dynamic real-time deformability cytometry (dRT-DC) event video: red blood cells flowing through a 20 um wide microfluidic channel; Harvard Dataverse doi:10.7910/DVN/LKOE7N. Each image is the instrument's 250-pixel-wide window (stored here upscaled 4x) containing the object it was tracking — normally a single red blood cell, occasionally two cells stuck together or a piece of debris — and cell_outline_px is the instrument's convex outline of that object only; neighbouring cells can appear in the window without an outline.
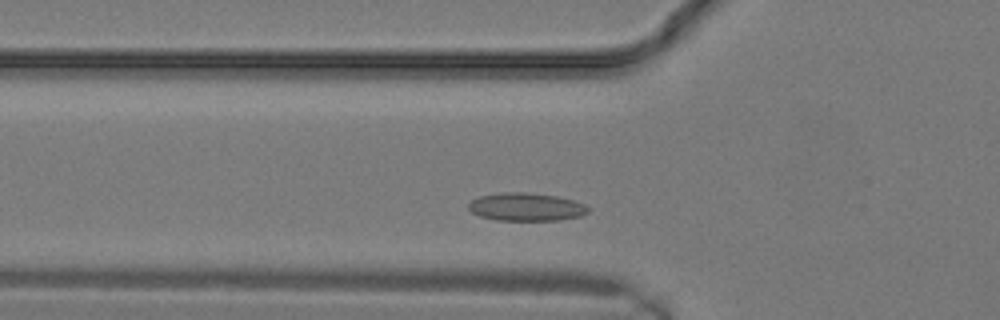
{"species": "common noctule bat (a hibernating species)", "species_latin": "Nyctalus noctula", "temperature_condition": "warm", "stored_images_in_passage": 9, "camera_frame_rate_fps": 3000, "um_per_image_px": 0.085, "animal": {"sex": "male", "body_mass_g": 19.2, "forearm_length_mm": 51.8}, "frame": {"image": 1, "passage_image": 2, "time_ms": 0.333, "image_size_px": [1000, 320], "cell_outline_px": [[588, 212], [580, 216], [560, 220], [496, 220], [480, 216], [472, 212], [468, 208], [468, 204], [472, 200], [480, 196], [500, 192], [524, 192], [556, 196], [572, 200], [584, 204], [588, 208]], "centroid_in_image_um": [44.7, 17.59], "position_along_channel_um": 81.1, "area_um2": 19.42}}
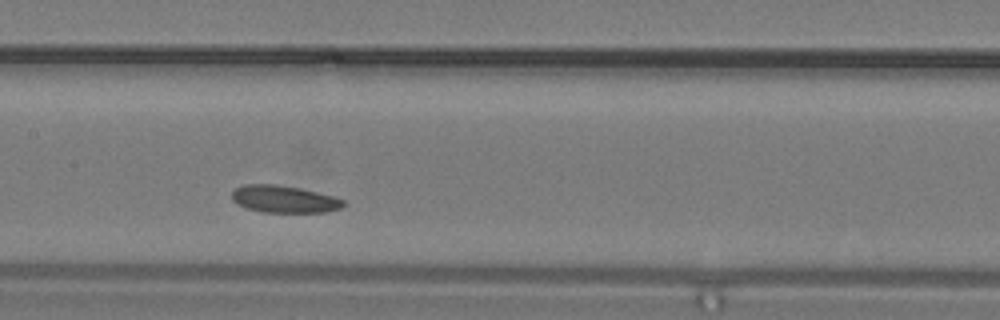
{"frame": {"image": 2, "passage_image": 6, "time_ms": 1.667, "image_size_px": [1000, 320], "cell_outline_px": [[344, 204], [340, 208], [328, 212], [264, 212], [248, 208], [236, 204], [232, 200], [232, 192], [236, 188], [244, 184], [276, 184], [300, 188], [336, 196], [344, 200]], "centroid_in_image_um": [24.16, 16.92], "position_along_channel_um": 183.2, "area_um2": 17.74}}
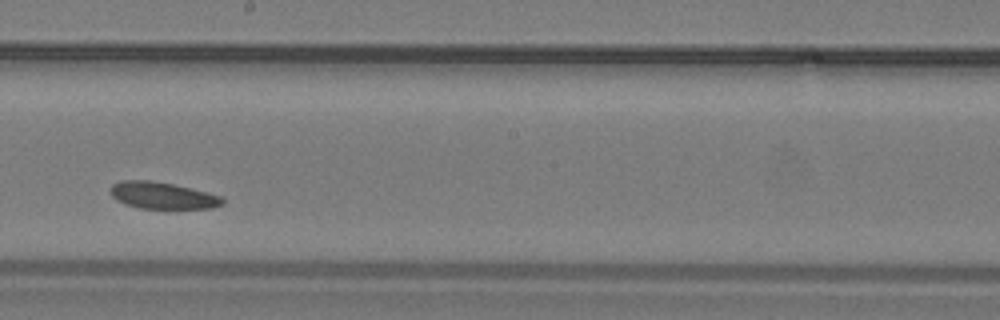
{"frame": {"image": 3, "passage_image": 8, "time_ms": 2.333, "image_size_px": [1000, 320], "cell_outline_px": [[224, 204], [212, 208], [140, 208], [124, 204], [116, 200], [112, 196], [108, 188], [112, 184], [120, 180], [152, 180], [172, 184], [220, 196], [224, 200]], "centroid_in_image_um": [13.73, 16.61], "position_along_channel_um": 234.5, "area_um2": 17.4}}